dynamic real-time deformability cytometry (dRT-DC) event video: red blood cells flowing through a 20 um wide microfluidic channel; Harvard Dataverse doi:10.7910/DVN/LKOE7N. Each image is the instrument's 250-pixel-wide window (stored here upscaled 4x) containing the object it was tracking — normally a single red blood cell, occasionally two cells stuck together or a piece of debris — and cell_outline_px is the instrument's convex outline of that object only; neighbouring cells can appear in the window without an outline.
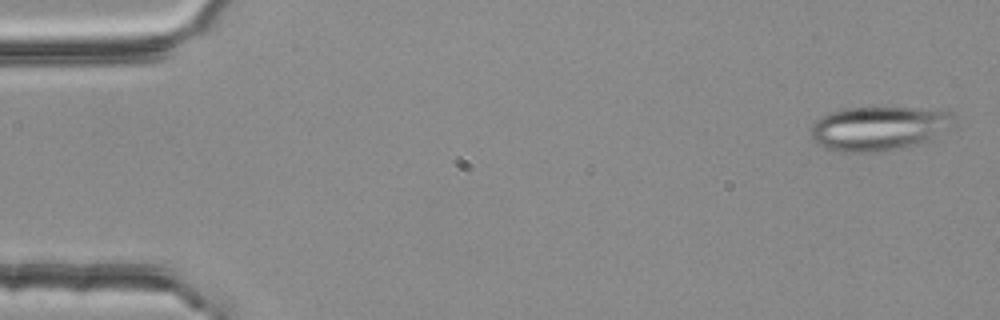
{"species": "common noctule bat (a hibernating species)", "species_latin": "Nyctalus noctula", "temperature_condition": "room temperature", "stored_images_in_passage": 3, "camera_frame_rate_fps": 3000, "um_per_image_px": 0.085, "animal": {"sex": "female", "body_mass_g": 25.1}, "frame": {"image": 1, "passage_image": 1, "time_ms": 0.0, "image_size_px": [1000, 320], "cell_outline_px": [[952, 128], [928, 140], [904, 148], [880, 152], [840, 152], [824, 148], [812, 136], [812, 124], [820, 116], [844, 108], [912, 108], [952, 112]], "centroid_in_image_um": [74.69, 10.92], "position_along_channel_um": 10.3, "area_um2": 36.59}}